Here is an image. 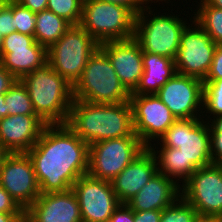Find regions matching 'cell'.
I'll return each instance as SVG.
<instances>
[{"instance_id":"1","label":"cell","mask_w":222,"mask_h":222,"mask_svg":"<svg viewBox=\"0 0 222 222\" xmlns=\"http://www.w3.org/2000/svg\"><path fill=\"white\" fill-rule=\"evenodd\" d=\"M27 154L41 193L67 191L88 172L89 145L66 124L46 125Z\"/></svg>"},{"instance_id":"2","label":"cell","mask_w":222,"mask_h":222,"mask_svg":"<svg viewBox=\"0 0 222 222\" xmlns=\"http://www.w3.org/2000/svg\"><path fill=\"white\" fill-rule=\"evenodd\" d=\"M66 125L88 145L113 138L138 137L130 101L93 104L73 99Z\"/></svg>"},{"instance_id":"3","label":"cell","mask_w":222,"mask_h":222,"mask_svg":"<svg viewBox=\"0 0 222 222\" xmlns=\"http://www.w3.org/2000/svg\"><path fill=\"white\" fill-rule=\"evenodd\" d=\"M178 4L175 12H172L174 11L173 7L171 9L169 5L168 7L161 5L160 8L162 9H158L154 5H145L136 14L134 38L139 42L143 53H154L175 60L180 46L182 31L193 19V13H189V8L191 7L187 6L188 15L184 9L180 11L181 13L178 12L181 9L179 7L181 3L179 2ZM181 15H188V19Z\"/></svg>"},{"instance_id":"4","label":"cell","mask_w":222,"mask_h":222,"mask_svg":"<svg viewBox=\"0 0 222 222\" xmlns=\"http://www.w3.org/2000/svg\"><path fill=\"white\" fill-rule=\"evenodd\" d=\"M36 115L46 124H66L73 102V87L47 62L23 76Z\"/></svg>"},{"instance_id":"5","label":"cell","mask_w":222,"mask_h":222,"mask_svg":"<svg viewBox=\"0 0 222 222\" xmlns=\"http://www.w3.org/2000/svg\"><path fill=\"white\" fill-rule=\"evenodd\" d=\"M130 95L100 48L89 58L80 79L73 86L74 100L93 104L129 102Z\"/></svg>"},{"instance_id":"6","label":"cell","mask_w":222,"mask_h":222,"mask_svg":"<svg viewBox=\"0 0 222 222\" xmlns=\"http://www.w3.org/2000/svg\"><path fill=\"white\" fill-rule=\"evenodd\" d=\"M136 13L129 7L84 0L80 26L99 44L134 37Z\"/></svg>"},{"instance_id":"7","label":"cell","mask_w":222,"mask_h":222,"mask_svg":"<svg viewBox=\"0 0 222 222\" xmlns=\"http://www.w3.org/2000/svg\"><path fill=\"white\" fill-rule=\"evenodd\" d=\"M99 43L80 25H71L65 34L47 49V62L72 87L80 79L89 58Z\"/></svg>"},{"instance_id":"8","label":"cell","mask_w":222,"mask_h":222,"mask_svg":"<svg viewBox=\"0 0 222 222\" xmlns=\"http://www.w3.org/2000/svg\"><path fill=\"white\" fill-rule=\"evenodd\" d=\"M150 146L178 148L184 156V165H192L196 170L212 164L209 125L202 118L177 119Z\"/></svg>"},{"instance_id":"9","label":"cell","mask_w":222,"mask_h":222,"mask_svg":"<svg viewBox=\"0 0 222 222\" xmlns=\"http://www.w3.org/2000/svg\"><path fill=\"white\" fill-rule=\"evenodd\" d=\"M146 148L139 137L113 138L91 144L87 174L111 182Z\"/></svg>"},{"instance_id":"10","label":"cell","mask_w":222,"mask_h":222,"mask_svg":"<svg viewBox=\"0 0 222 222\" xmlns=\"http://www.w3.org/2000/svg\"><path fill=\"white\" fill-rule=\"evenodd\" d=\"M216 47L217 44L192 19L181 34L180 46L174 60L177 73L203 81L212 64Z\"/></svg>"},{"instance_id":"11","label":"cell","mask_w":222,"mask_h":222,"mask_svg":"<svg viewBox=\"0 0 222 222\" xmlns=\"http://www.w3.org/2000/svg\"><path fill=\"white\" fill-rule=\"evenodd\" d=\"M181 196L199 217L222 216V164H211L193 172L181 186Z\"/></svg>"},{"instance_id":"12","label":"cell","mask_w":222,"mask_h":222,"mask_svg":"<svg viewBox=\"0 0 222 222\" xmlns=\"http://www.w3.org/2000/svg\"><path fill=\"white\" fill-rule=\"evenodd\" d=\"M0 185L25 211L41 191L27 153H8L0 168Z\"/></svg>"},{"instance_id":"13","label":"cell","mask_w":222,"mask_h":222,"mask_svg":"<svg viewBox=\"0 0 222 222\" xmlns=\"http://www.w3.org/2000/svg\"><path fill=\"white\" fill-rule=\"evenodd\" d=\"M72 189L78 198L83 222H108L121 204L110 181L89 174L79 177Z\"/></svg>"},{"instance_id":"14","label":"cell","mask_w":222,"mask_h":222,"mask_svg":"<svg viewBox=\"0 0 222 222\" xmlns=\"http://www.w3.org/2000/svg\"><path fill=\"white\" fill-rule=\"evenodd\" d=\"M176 119H198L203 113V81L176 73L155 94Z\"/></svg>"},{"instance_id":"15","label":"cell","mask_w":222,"mask_h":222,"mask_svg":"<svg viewBox=\"0 0 222 222\" xmlns=\"http://www.w3.org/2000/svg\"><path fill=\"white\" fill-rule=\"evenodd\" d=\"M134 132L149 147L177 120L155 95H130Z\"/></svg>"},{"instance_id":"16","label":"cell","mask_w":222,"mask_h":222,"mask_svg":"<svg viewBox=\"0 0 222 222\" xmlns=\"http://www.w3.org/2000/svg\"><path fill=\"white\" fill-rule=\"evenodd\" d=\"M108 56L120 82L131 94L144 72L143 51L133 37L127 40L108 41L99 44Z\"/></svg>"},{"instance_id":"17","label":"cell","mask_w":222,"mask_h":222,"mask_svg":"<svg viewBox=\"0 0 222 222\" xmlns=\"http://www.w3.org/2000/svg\"><path fill=\"white\" fill-rule=\"evenodd\" d=\"M24 214L29 222H83L78 198L72 188L63 192L41 193Z\"/></svg>"},{"instance_id":"18","label":"cell","mask_w":222,"mask_h":222,"mask_svg":"<svg viewBox=\"0 0 222 222\" xmlns=\"http://www.w3.org/2000/svg\"><path fill=\"white\" fill-rule=\"evenodd\" d=\"M45 126L37 115H8L0 119V144L8 153H27Z\"/></svg>"},{"instance_id":"19","label":"cell","mask_w":222,"mask_h":222,"mask_svg":"<svg viewBox=\"0 0 222 222\" xmlns=\"http://www.w3.org/2000/svg\"><path fill=\"white\" fill-rule=\"evenodd\" d=\"M157 172L156 158L147 147L111 181L120 203L126 204Z\"/></svg>"},{"instance_id":"20","label":"cell","mask_w":222,"mask_h":222,"mask_svg":"<svg viewBox=\"0 0 222 222\" xmlns=\"http://www.w3.org/2000/svg\"><path fill=\"white\" fill-rule=\"evenodd\" d=\"M180 196L181 187L172 179L157 172L126 204L133 211H162Z\"/></svg>"},{"instance_id":"21","label":"cell","mask_w":222,"mask_h":222,"mask_svg":"<svg viewBox=\"0 0 222 222\" xmlns=\"http://www.w3.org/2000/svg\"><path fill=\"white\" fill-rule=\"evenodd\" d=\"M144 72L131 95H153L176 73L173 59L154 53H143Z\"/></svg>"},{"instance_id":"22","label":"cell","mask_w":222,"mask_h":222,"mask_svg":"<svg viewBox=\"0 0 222 222\" xmlns=\"http://www.w3.org/2000/svg\"><path fill=\"white\" fill-rule=\"evenodd\" d=\"M47 48L35 42L31 47L10 48L0 53V63L17 80L47 63Z\"/></svg>"},{"instance_id":"23","label":"cell","mask_w":222,"mask_h":222,"mask_svg":"<svg viewBox=\"0 0 222 222\" xmlns=\"http://www.w3.org/2000/svg\"><path fill=\"white\" fill-rule=\"evenodd\" d=\"M157 162L158 172L175 181L180 187L196 170L192 165H184V156L178 148L149 146Z\"/></svg>"},{"instance_id":"24","label":"cell","mask_w":222,"mask_h":222,"mask_svg":"<svg viewBox=\"0 0 222 222\" xmlns=\"http://www.w3.org/2000/svg\"><path fill=\"white\" fill-rule=\"evenodd\" d=\"M71 24L48 9L36 13L35 41L47 49L58 41Z\"/></svg>"},{"instance_id":"25","label":"cell","mask_w":222,"mask_h":222,"mask_svg":"<svg viewBox=\"0 0 222 222\" xmlns=\"http://www.w3.org/2000/svg\"><path fill=\"white\" fill-rule=\"evenodd\" d=\"M196 4L195 8H190L193 19L217 45H222V9L208 5L204 0Z\"/></svg>"},{"instance_id":"26","label":"cell","mask_w":222,"mask_h":222,"mask_svg":"<svg viewBox=\"0 0 222 222\" xmlns=\"http://www.w3.org/2000/svg\"><path fill=\"white\" fill-rule=\"evenodd\" d=\"M6 116L36 115L28 91L21 80H17L5 93Z\"/></svg>"},{"instance_id":"27","label":"cell","mask_w":222,"mask_h":222,"mask_svg":"<svg viewBox=\"0 0 222 222\" xmlns=\"http://www.w3.org/2000/svg\"><path fill=\"white\" fill-rule=\"evenodd\" d=\"M218 116H222V79L203 80L202 119L208 121Z\"/></svg>"},{"instance_id":"28","label":"cell","mask_w":222,"mask_h":222,"mask_svg":"<svg viewBox=\"0 0 222 222\" xmlns=\"http://www.w3.org/2000/svg\"><path fill=\"white\" fill-rule=\"evenodd\" d=\"M198 217L196 209L180 196L162 210L160 222H195Z\"/></svg>"},{"instance_id":"29","label":"cell","mask_w":222,"mask_h":222,"mask_svg":"<svg viewBox=\"0 0 222 222\" xmlns=\"http://www.w3.org/2000/svg\"><path fill=\"white\" fill-rule=\"evenodd\" d=\"M84 0H48L47 8L71 25H79L82 18Z\"/></svg>"},{"instance_id":"30","label":"cell","mask_w":222,"mask_h":222,"mask_svg":"<svg viewBox=\"0 0 222 222\" xmlns=\"http://www.w3.org/2000/svg\"><path fill=\"white\" fill-rule=\"evenodd\" d=\"M14 28L17 32L34 36L36 13L13 0Z\"/></svg>"},{"instance_id":"31","label":"cell","mask_w":222,"mask_h":222,"mask_svg":"<svg viewBox=\"0 0 222 222\" xmlns=\"http://www.w3.org/2000/svg\"><path fill=\"white\" fill-rule=\"evenodd\" d=\"M212 118L207 121L210 131L211 160L212 164H222V116Z\"/></svg>"},{"instance_id":"32","label":"cell","mask_w":222,"mask_h":222,"mask_svg":"<svg viewBox=\"0 0 222 222\" xmlns=\"http://www.w3.org/2000/svg\"><path fill=\"white\" fill-rule=\"evenodd\" d=\"M35 42L34 36L15 31L4 37L0 53H10V48L31 47Z\"/></svg>"},{"instance_id":"33","label":"cell","mask_w":222,"mask_h":222,"mask_svg":"<svg viewBox=\"0 0 222 222\" xmlns=\"http://www.w3.org/2000/svg\"><path fill=\"white\" fill-rule=\"evenodd\" d=\"M13 17V0H9L8 4L0 11V32L5 37L15 32Z\"/></svg>"},{"instance_id":"34","label":"cell","mask_w":222,"mask_h":222,"mask_svg":"<svg viewBox=\"0 0 222 222\" xmlns=\"http://www.w3.org/2000/svg\"><path fill=\"white\" fill-rule=\"evenodd\" d=\"M0 213H24V210L0 185Z\"/></svg>"},{"instance_id":"35","label":"cell","mask_w":222,"mask_h":222,"mask_svg":"<svg viewBox=\"0 0 222 222\" xmlns=\"http://www.w3.org/2000/svg\"><path fill=\"white\" fill-rule=\"evenodd\" d=\"M222 79V45H217L212 64L204 80Z\"/></svg>"},{"instance_id":"36","label":"cell","mask_w":222,"mask_h":222,"mask_svg":"<svg viewBox=\"0 0 222 222\" xmlns=\"http://www.w3.org/2000/svg\"><path fill=\"white\" fill-rule=\"evenodd\" d=\"M108 222H134V211L127 204H120Z\"/></svg>"},{"instance_id":"37","label":"cell","mask_w":222,"mask_h":222,"mask_svg":"<svg viewBox=\"0 0 222 222\" xmlns=\"http://www.w3.org/2000/svg\"><path fill=\"white\" fill-rule=\"evenodd\" d=\"M159 210L134 211V222H160Z\"/></svg>"},{"instance_id":"38","label":"cell","mask_w":222,"mask_h":222,"mask_svg":"<svg viewBox=\"0 0 222 222\" xmlns=\"http://www.w3.org/2000/svg\"><path fill=\"white\" fill-rule=\"evenodd\" d=\"M17 79L0 63V94H5Z\"/></svg>"},{"instance_id":"39","label":"cell","mask_w":222,"mask_h":222,"mask_svg":"<svg viewBox=\"0 0 222 222\" xmlns=\"http://www.w3.org/2000/svg\"><path fill=\"white\" fill-rule=\"evenodd\" d=\"M22 6L30 9L34 13L41 12L47 8L48 0H16Z\"/></svg>"},{"instance_id":"40","label":"cell","mask_w":222,"mask_h":222,"mask_svg":"<svg viewBox=\"0 0 222 222\" xmlns=\"http://www.w3.org/2000/svg\"><path fill=\"white\" fill-rule=\"evenodd\" d=\"M104 2L117 3L131 8L136 14L145 6L141 0H100Z\"/></svg>"},{"instance_id":"41","label":"cell","mask_w":222,"mask_h":222,"mask_svg":"<svg viewBox=\"0 0 222 222\" xmlns=\"http://www.w3.org/2000/svg\"><path fill=\"white\" fill-rule=\"evenodd\" d=\"M24 213H0V222H15Z\"/></svg>"},{"instance_id":"42","label":"cell","mask_w":222,"mask_h":222,"mask_svg":"<svg viewBox=\"0 0 222 222\" xmlns=\"http://www.w3.org/2000/svg\"><path fill=\"white\" fill-rule=\"evenodd\" d=\"M6 117L5 94H0V119Z\"/></svg>"},{"instance_id":"43","label":"cell","mask_w":222,"mask_h":222,"mask_svg":"<svg viewBox=\"0 0 222 222\" xmlns=\"http://www.w3.org/2000/svg\"><path fill=\"white\" fill-rule=\"evenodd\" d=\"M178 1H181V3H183V1L182 0H178ZM186 1V4H188L189 6H190V4L189 3H187V0H185ZM199 0H194V1H192L193 3V6L198 2ZM172 2V3H171ZM173 2H174V4H173ZM189 2L191 3V0H189ZM194 2H195V4H194ZM162 3V4H161ZM171 3V4H170ZM160 4L161 5H164V6H167V5H169L170 7L171 6H175L174 8L176 9V6L178 5V4H176V2H175V0L174 1H170V0H160ZM176 4V5H175Z\"/></svg>"},{"instance_id":"44","label":"cell","mask_w":222,"mask_h":222,"mask_svg":"<svg viewBox=\"0 0 222 222\" xmlns=\"http://www.w3.org/2000/svg\"><path fill=\"white\" fill-rule=\"evenodd\" d=\"M208 5L222 9V0H204Z\"/></svg>"},{"instance_id":"45","label":"cell","mask_w":222,"mask_h":222,"mask_svg":"<svg viewBox=\"0 0 222 222\" xmlns=\"http://www.w3.org/2000/svg\"><path fill=\"white\" fill-rule=\"evenodd\" d=\"M195 222H219L215 217H198Z\"/></svg>"},{"instance_id":"46","label":"cell","mask_w":222,"mask_h":222,"mask_svg":"<svg viewBox=\"0 0 222 222\" xmlns=\"http://www.w3.org/2000/svg\"><path fill=\"white\" fill-rule=\"evenodd\" d=\"M8 155V152L2 148L1 144H0V168L2 165L3 160L5 159V157Z\"/></svg>"},{"instance_id":"47","label":"cell","mask_w":222,"mask_h":222,"mask_svg":"<svg viewBox=\"0 0 222 222\" xmlns=\"http://www.w3.org/2000/svg\"><path fill=\"white\" fill-rule=\"evenodd\" d=\"M145 5H157V3H159L158 6H160V0H141ZM153 3V4H152Z\"/></svg>"},{"instance_id":"48","label":"cell","mask_w":222,"mask_h":222,"mask_svg":"<svg viewBox=\"0 0 222 222\" xmlns=\"http://www.w3.org/2000/svg\"><path fill=\"white\" fill-rule=\"evenodd\" d=\"M15 222H29L28 217L23 214L20 218H18Z\"/></svg>"},{"instance_id":"49","label":"cell","mask_w":222,"mask_h":222,"mask_svg":"<svg viewBox=\"0 0 222 222\" xmlns=\"http://www.w3.org/2000/svg\"><path fill=\"white\" fill-rule=\"evenodd\" d=\"M9 0H0V11L8 4Z\"/></svg>"},{"instance_id":"50","label":"cell","mask_w":222,"mask_h":222,"mask_svg":"<svg viewBox=\"0 0 222 222\" xmlns=\"http://www.w3.org/2000/svg\"><path fill=\"white\" fill-rule=\"evenodd\" d=\"M3 39H4V36L0 32V51H1V48H2V44H3Z\"/></svg>"},{"instance_id":"51","label":"cell","mask_w":222,"mask_h":222,"mask_svg":"<svg viewBox=\"0 0 222 222\" xmlns=\"http://www.w3.org/2000/svg\"><path fill=\"white\" fill-rule=\"evenodd\" d=\"M218 221H219V222H222V216H220V217L218 218Z\"/></svg>"}]
</instances>
